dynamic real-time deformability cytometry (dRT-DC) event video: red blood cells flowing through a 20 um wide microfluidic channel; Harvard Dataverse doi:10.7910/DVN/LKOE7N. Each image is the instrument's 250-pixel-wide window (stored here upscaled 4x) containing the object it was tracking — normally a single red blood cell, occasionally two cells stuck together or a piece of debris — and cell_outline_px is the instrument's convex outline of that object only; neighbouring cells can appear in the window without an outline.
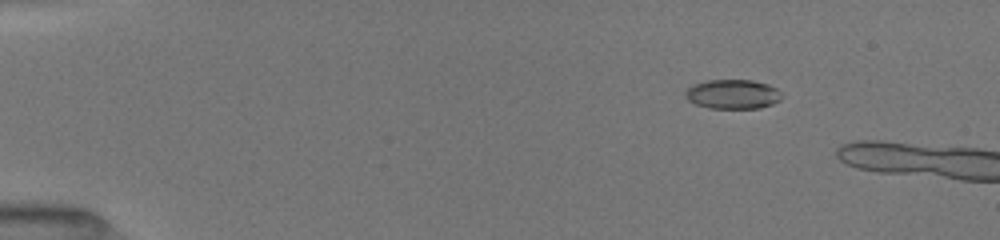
{"species": "common noctule bat (a hibernating species)", "species_latin": "Nyctalus noctula", "temperature_condition": "room temperature", "stored_images_in_passage": 12, "camera_frame_rate_fps": 3000, "um_per_image_px": 0.085, "animal": {"sex": "female", "body_mass_g": 19.5, "forearm_length_mm": 54.1}, "frame": {"image": 1, "passage_image": 8, "time_ms": 2.333, "image_size_px": [1000, 240], "cell_outline_px": [[784, 96], [780, 100], [772, 104], [760, 108], [708, 108], [696, 104], [688, 100], [684, 96], [684, 92], [692, 84], [708, 80], [752, 80], [768, 84], [784, 92]], "centroid_in_image_um": [62.31, 8.0], "position_along_channel_um": 22.7, "area_um2": 16.76}}